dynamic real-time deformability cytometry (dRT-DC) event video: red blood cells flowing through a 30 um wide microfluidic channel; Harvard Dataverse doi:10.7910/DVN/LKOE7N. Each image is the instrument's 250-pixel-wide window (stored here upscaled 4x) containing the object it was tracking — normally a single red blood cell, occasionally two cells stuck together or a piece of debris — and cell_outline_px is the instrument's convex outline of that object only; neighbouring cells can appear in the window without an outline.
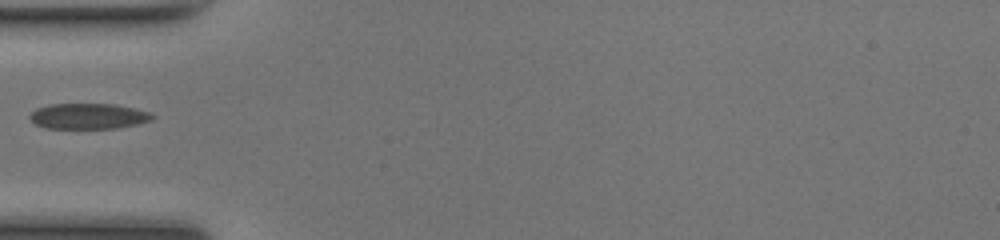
{"species": "common noctule bat (a hibernating species)", "species_latin": "Nyctalus noctula", "temperature_condition": "room temperature", "stored_images_in_passage": 33, "camera_frame_rate_fps": 3000, "um_per_image_px": 0.085, "animal": {"sex": "female", "body_mass_g": 17.0, "forearm_length_mm": 48.0}, "frame": {"image": 1, "passage_image": 1, "time_ms": 0.0, "image_size_px": [1000, 240], "cell_outline_px": [[156, 116], [152, 120], [136, 124], [116, 128], [48, 128], [36, 124], [28, 116], [36, 108], [48, 104], [116, 104], [148, 112]], "centroid_in_image_um": [7.5, 9.87], "position_along_channel_um": 77.5, "area_um2": 18.15}}
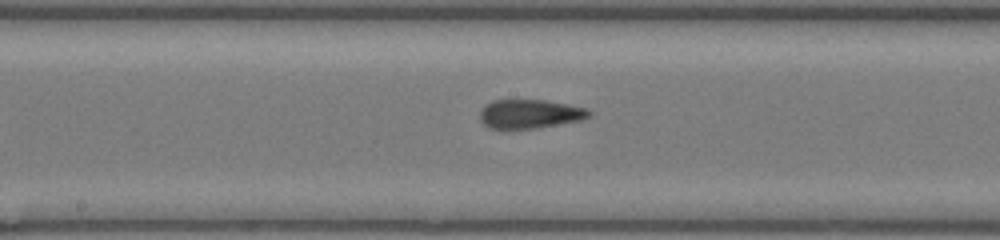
{"frame": {"image": 2, "passage_image": 10, "time_ms": 3.0, "image_size_px": [1000, 240], "cell_outline_px": [[592, 116], [580, 120], [536, 128], [488, 128], [480, 120], [480, 112], [492, 100], [544, 100], [568, 104], [584, 108], [592, 112]], "centroid_in_image_um": [45.05, 9.68], "position_along_channel_um": 203.1, "area_um2": 18.15}}
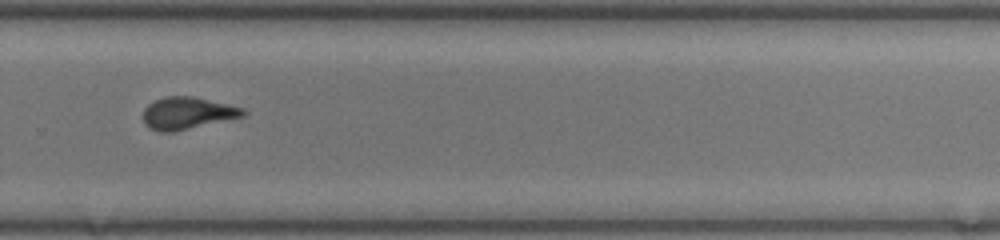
{"frame": {"image": 3, "passage_image": 18, "time_ms": 5.667, "image_size_px": [1000, 240], "cell_outline_px": [[248, 112], [244, 116], [172, 132], [160, 132], [148, 128], [144, 124], [144, 108], [148, 104], [164, 96], [192, 96], [244, 108]], "centroid_in_image_um": [15.91, 9.62], "position_along_channel_um": 313.9, "area_um2": 18.61}}